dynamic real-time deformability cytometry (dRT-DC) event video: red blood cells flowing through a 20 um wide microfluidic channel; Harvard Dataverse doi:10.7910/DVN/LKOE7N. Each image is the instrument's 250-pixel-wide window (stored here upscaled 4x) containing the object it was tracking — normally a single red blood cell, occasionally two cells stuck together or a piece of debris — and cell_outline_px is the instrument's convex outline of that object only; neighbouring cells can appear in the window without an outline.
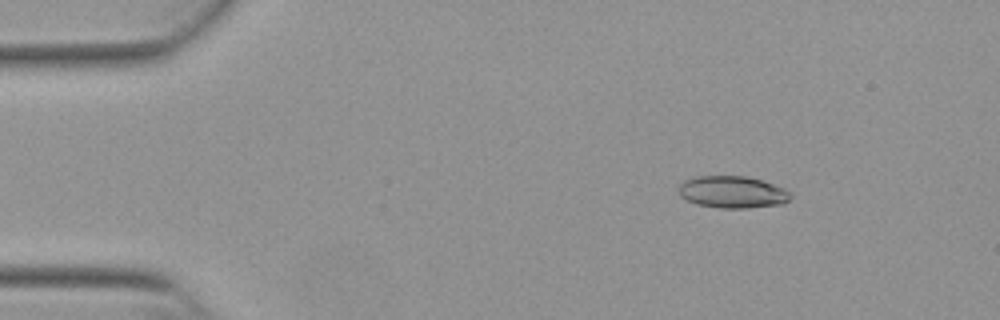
{"species": "Egyptian fruit bat (a non-hibernating species)", "species_latin": "Rousettus aegyptiacus", "temperature_condition": "warm", "stored_images_in_passage": 50, "camera_frame_rate_fps": 3000, "um_per_image_px": 0.085, "animal": {"sex": "female"}, "frame": {"image": 1, "passage_image": 8, "time_ms": 2.333, "image_size_px": [1000, 320], "cell_outline_px": [[792, 196], [784, 204], [748, 208], [720, 208], [696, 204], [680, 196], [680, 184], [684, 180], [696, 176], [748, 176], [784, 188], [792, 192]], "centroid_in_image_um": [62.29, 16.33], "position_along_channel_um": 22.7, "area_um2": 20.92}}
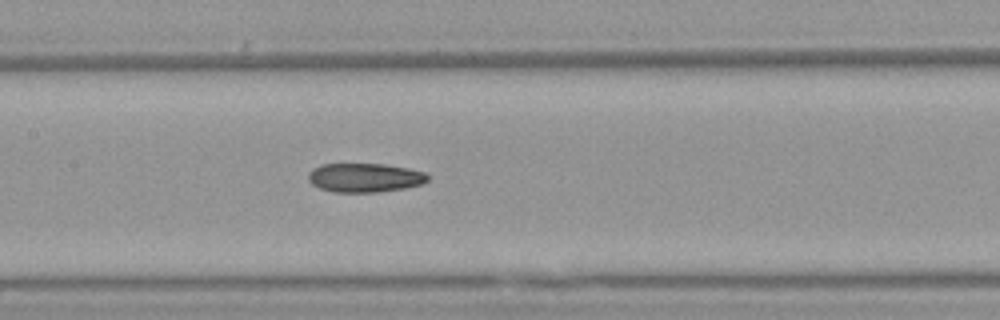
{"frame": {"image": 2, "passage_image": 26, "time_ms": 8.333, "image_size_px": [1000, 320], "cell_outline_px": [[428, 180], [420, 184], [404, 188], [376, 192], [332, 192], [320, 188], [312, 184], [308, 180], [308, 172], [312, 168], [320, 164], [384, 164], [408, 168], [424, 172], [428, 176]], "centroid_in_image_um": [30.95, 15.09], "position_along_channel_um": 176.4, "area_um2": 20.17}}
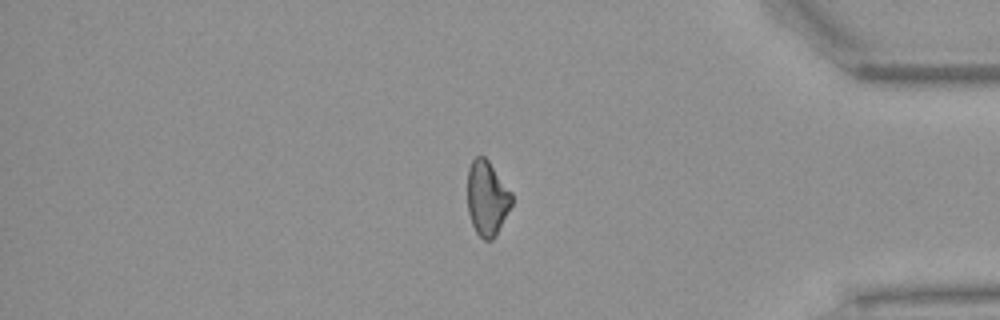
{"frame": {"image": 3, "passage_image": 45, "time_ms": 14.667, "image_size_px": [1000, 320], "cell_outline_px": [[512, 204], [496, 236], [492, 240], [484, 240], [476, 232], [472, 224], [468, 212], [468, 168], [472, 160], [476, 156], [484, 156], [488, 160], [512, 192]], "centroid_in_image_um": [41.4, 16.85], "position_along_channel_um": 393.8, "area_um2": 19.31}}